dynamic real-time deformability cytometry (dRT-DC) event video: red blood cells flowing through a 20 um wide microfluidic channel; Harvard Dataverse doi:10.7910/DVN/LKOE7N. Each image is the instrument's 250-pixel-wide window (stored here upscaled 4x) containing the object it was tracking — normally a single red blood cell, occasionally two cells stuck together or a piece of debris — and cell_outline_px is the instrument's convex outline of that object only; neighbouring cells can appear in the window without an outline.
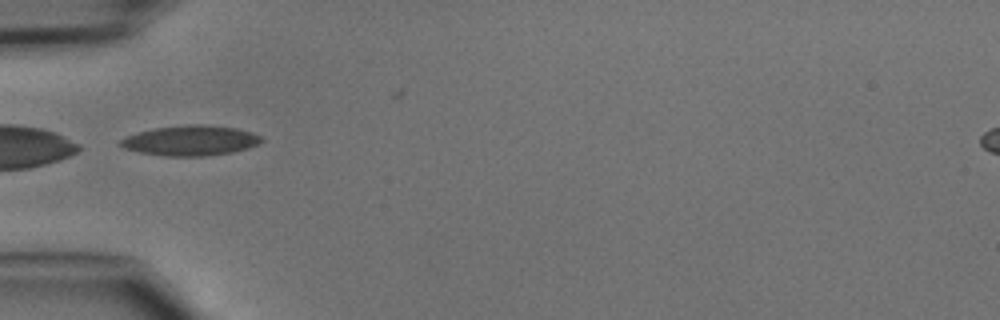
{"species": "common noctule bat (a hibernating species)", "species_latin": "Nyctalus noctula", "temperature_condition": "cold", "stored_images_in_passage": 23, "camera_frame_rate_fps": 3000, "um_per_image_px": 0.085, "animal": {"sex": "male", "body_mass_g": 15.6}, "frame": {"image": 1, "passage_image": 1, "time_ms": 0.0, "image_size_px": [1000, 320], "cell_outline_px": [[264, 140], [260, 144], [248, 148], [232, 152], [204, 156], [164, 156], [140, 152], [124, 148], [120, 144], [120, 140], [128, 136], [140, 132], [156, 128], [184, 124], [204, 124], [236, 128], [252, 132], [260, 136]], "centroid_in_image_um": [16.25, 11.94], "position_along_channel_um": 68.8, "area_um2": 24.68}}
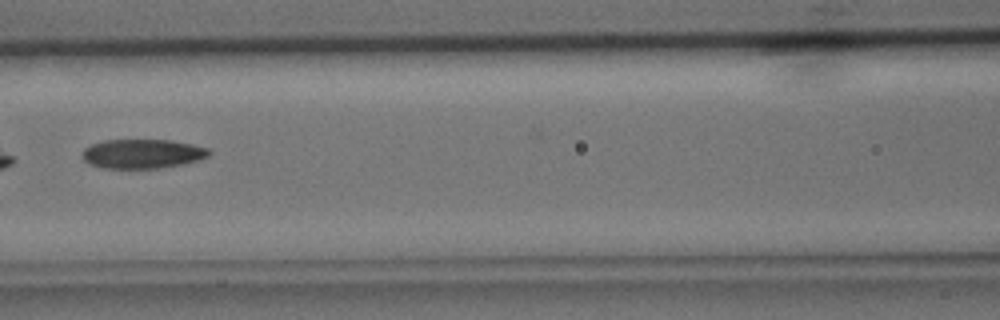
{"frame": {"image": 2, "passage_image": 7, "time_ms": 2.0, "image_size_px": [1000, 320], "cell_outline_px": [[212, 152], [208, 156], [200, 160], [184, 164], [160, 168], [104, 168], [88, 164], [80, 156], [84, 148], [92, 144], [104, 140], [172, 140], [192, 144], [208, 148]], "centroid_in_image_um": [12.11, 13.07], "position_along_channel_um": 154.5, "area_um2": 21.85}}